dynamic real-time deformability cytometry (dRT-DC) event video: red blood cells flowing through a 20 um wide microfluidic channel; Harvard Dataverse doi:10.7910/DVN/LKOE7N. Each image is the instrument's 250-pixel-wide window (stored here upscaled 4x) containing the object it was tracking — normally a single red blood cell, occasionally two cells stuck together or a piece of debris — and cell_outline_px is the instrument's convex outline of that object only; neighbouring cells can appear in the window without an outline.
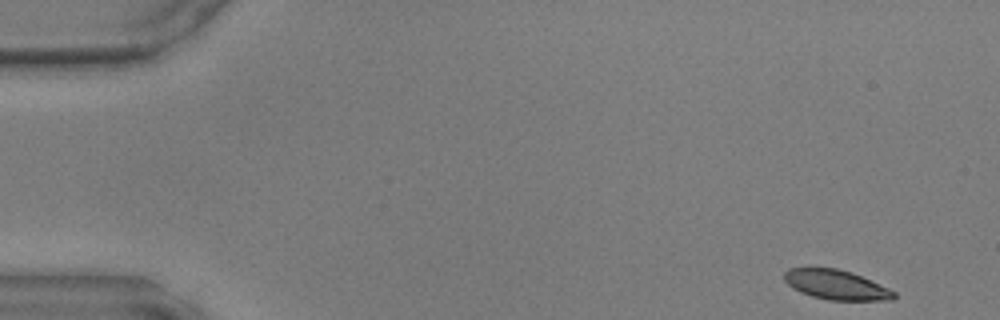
{"species": "common noctule bat (a hibernating species)", "species_latin": "Nyctalus noctula", "temperature_condition": "warm", "stored_images_in_passage": 46, "camera_frame_rate_fps": 3000, "um_per_image_px": 0.085, "animal": {"sex": "male", "body_mass_g": 17.9, "forearm_length_mm": 54.2}, "frame": {"image": 1, "passage_image": 1, "time_ms": 0.0, "image_size_px": [1000, 320], "cell_outline_px": [[896, 296], [892, 300], [828, 300], [812, 296], [800, 292], [792, 288], [784, 280], [784, 272], [788, 268], [836, 268], [852, 272], [888, 288], [896, 292]], "centroid_in_image_um": [71.06, 24.21], "position_along_channel_um": 13.9, "area_um2": 18.9}}
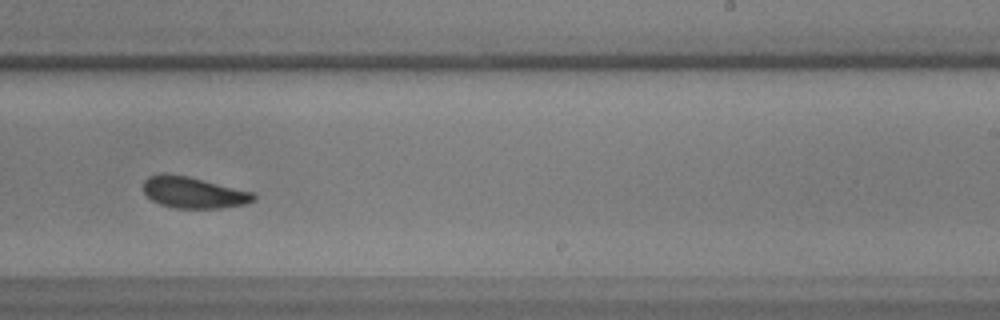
{"frame": {"image": 2, "passage_image": 28, "time_ms": 9.0, "image_size_px": [1000, 320], "cell_outline_px": [[256, 200], [244, 204], [220, 208], [176, 208], [160, 204], [152, 200], [144, 192], [144, 180], [148, 176], [160, 172], [164, 172], [188, 176], [252, 192], [256, 196]], "centroid_in_image_um": [16.41, 16.35], "position_along_channel_um": 272.6, "area_um2": 20.11}}
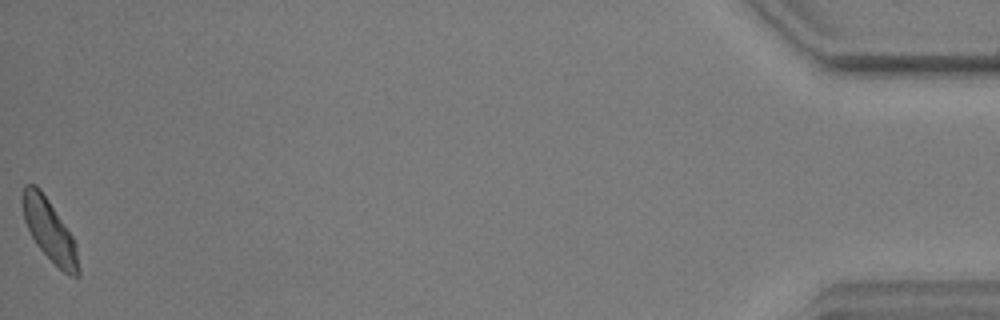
{"frame": {"image": 3, "passage_image": 46, "time_ms": 15.0, "image_size_px": [1000, 320], "cell_outline_px": [[80, 276], [72, 276], [64, 272], [36, 244], [24, 220], [20, 200], [20, 196], [24, 184], [36, 184], [40, 188], [72, 236], [76, 244], [80, 268]], "centroid_in_image_um": [4.18, 19.54], "position_along_channel_um": 431.0, "area_um2": 20.0}}